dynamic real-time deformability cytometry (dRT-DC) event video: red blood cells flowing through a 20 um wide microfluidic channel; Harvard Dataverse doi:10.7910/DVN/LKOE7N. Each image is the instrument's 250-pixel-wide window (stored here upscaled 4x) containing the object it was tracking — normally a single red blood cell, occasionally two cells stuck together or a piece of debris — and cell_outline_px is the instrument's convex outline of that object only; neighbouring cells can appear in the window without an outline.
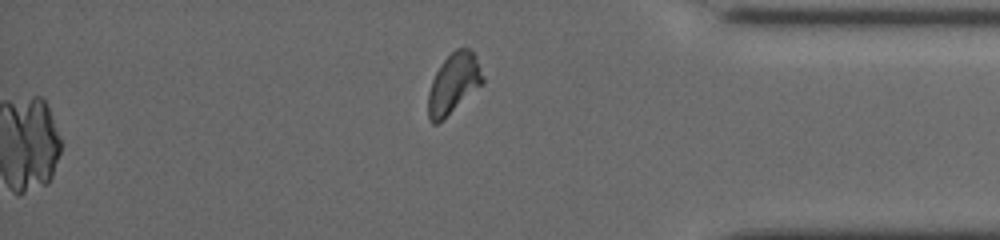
{"species": "common noctule bat (a hibernating species)", "species_latin": "Nyctalus noctula", "temperature_condition": "cold", "stored_images_in_passage": 38, "camera_frame_rate_fps": 3000, "um_per_image_px": 0.085, "animal": {"sex": "female", "body_mass_g": 19.5, "forearm_length_mm": 54.1}, "frame": {"image": 1, "passage_image": 38, "time_ms": 12.667, "image_size_px": [1000, 240], "cell_outline_px": [[484, 84], [436, 124], [432, 124], [428, 120], [428, 92], [432, 80], [440, 64], [456, 48], [468, 48], [472, 52], [484, 76]], "centroid_in_image_um": [38.54, 7.11], "position_along_channel_um": 396.7, "area_um2": 18.9}}